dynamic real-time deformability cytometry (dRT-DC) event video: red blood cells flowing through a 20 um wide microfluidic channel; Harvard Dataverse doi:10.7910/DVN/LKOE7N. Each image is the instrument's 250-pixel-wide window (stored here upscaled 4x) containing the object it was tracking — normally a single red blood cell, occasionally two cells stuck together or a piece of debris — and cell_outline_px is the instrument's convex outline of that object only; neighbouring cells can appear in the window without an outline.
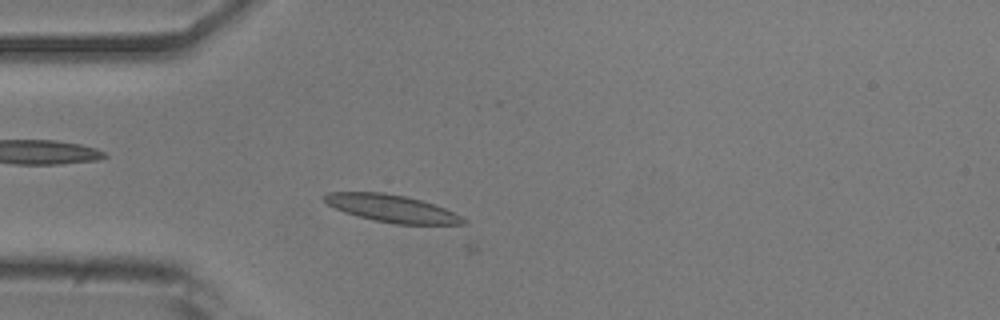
{"species": "common noctule bat (a hibernating species)", "species_latin": "Nyctalus noctula", "temperature_condition": "room temperature", "stored_images_in_passage": 14, "camera_frame_rate_fps": 3000, "um_per_image_px": 0.085, "animal": {"sex": "male", "body_mass_g": 20.5, "forearm_length_mm": 52.5}, "frame": {"image": 1, "passage_image": 13, "time_ms": 4.0, "image_size_px": [1000, 320], "cell_outline_px": [[468, 224], [396, 224], [372, 220], [356, 216], [344, 212], [328, 204], [320, 196], [328, 192], [384, 192], [404, 196], [420, 200], [444, 208], [468, 220]], "centroid_in_image_um": [33.27, 17.72], "position_along_channel_um": 51.7, "area_um2": 22.08}}